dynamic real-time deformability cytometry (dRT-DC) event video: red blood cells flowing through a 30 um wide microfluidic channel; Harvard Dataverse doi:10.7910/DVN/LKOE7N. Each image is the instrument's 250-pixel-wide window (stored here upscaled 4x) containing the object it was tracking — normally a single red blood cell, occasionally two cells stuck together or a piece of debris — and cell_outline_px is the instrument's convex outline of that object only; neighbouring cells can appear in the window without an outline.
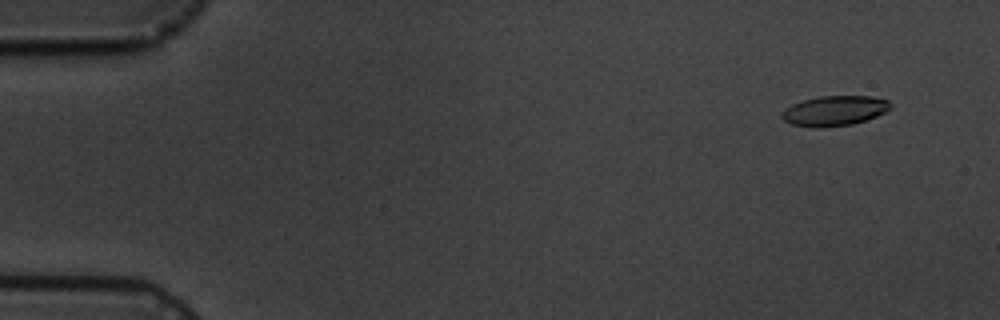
{"species": "common noctule bat (a hibernating species)", "species_latin": "Nyctalus noctula", "temperature_condition": "cold", "stored_images_in_passage": 5, "camera_frame_rate_fps": 3000, "um_per_image_px": 0.085, "animal": {"sex": "male", "body_mass_g": 19.5, "forearm_length_mm": 54.6}, "frame": {"image": 1, "passage_image": 2, "time_ms": 1.0, "image_size_px": [1000, 320], "cell_outline_px": [[892, 108], [876, 116], [852, 124], [812, 128], [792, 124], [784, 120], [780, 116], [792, 104], [804, 100], [820, 96], [872, 96], [888, 100], [892, 104]], "centroid_in_image_um": [70.96, 9.41], "position_along_channel_um": 14.0, "area_um2": 18.79}}
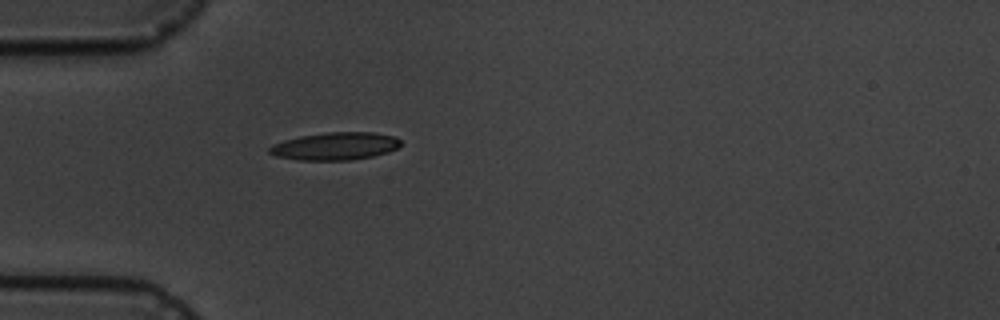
{"frame": {"image": 2, "passage_image": 5, "time_ms": 5.333, "image_size_px": [1000, 320], "cell_outline_px": [[400, 144], [396, 148], [388, 152], [372, 156], [352, 160], [300, 160], [276, 156], [268, 152], [268, 148], [272, 144], [284, 140], [300, 136], [328, 132], [372, 132], [396, 136], [400, 140]], "centroid_in_image_um": [28.48, 12.42], "position_along_channel_um": 56.5, "area_um2": 21.15}}